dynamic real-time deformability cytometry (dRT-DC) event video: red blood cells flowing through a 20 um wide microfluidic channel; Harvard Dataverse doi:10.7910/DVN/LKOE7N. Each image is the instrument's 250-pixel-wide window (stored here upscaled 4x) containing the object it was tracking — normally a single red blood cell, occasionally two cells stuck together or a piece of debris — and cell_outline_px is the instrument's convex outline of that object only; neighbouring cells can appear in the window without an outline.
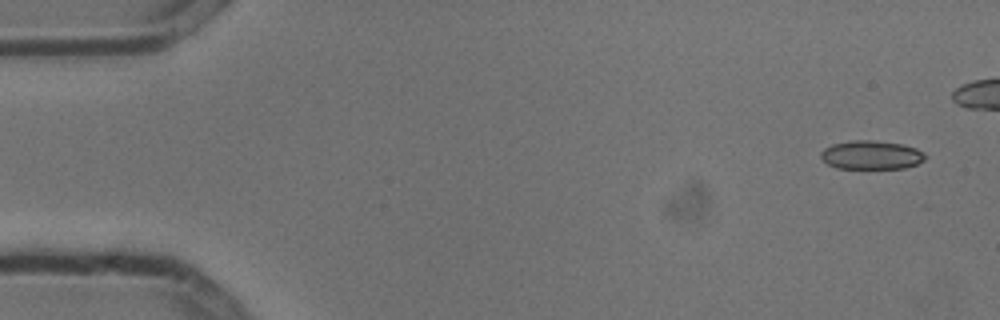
{"species": "common noctule bat (a hibernating species)", "species_latin": "Nyctalus noctula", "temperature_condition": "cold", "stored_images_in_passage": 6, "camera_frame_rate_fps": 3000, "um_per_image_px": 0.085, "animal": {"sex": "male", "body_mass_g": 13.3}, "frame": {"image": 1, "passage_image": 1, "time_ms": 0.0, "image_size_px": [1000, 320], "cell_outline_px": [[924, 160], [916, 164], [904, 168], [836, 168], [828, 164], [820, 156], [820, 152], [824, 148], [832, 144], [852, 140], [872, 140], [900, 144], [916, 148], [924, 152]], "centroid_in_image_um": [74.03, 13.17], "position_along_channel_um": 11.0, "area_um2": 17.34}}